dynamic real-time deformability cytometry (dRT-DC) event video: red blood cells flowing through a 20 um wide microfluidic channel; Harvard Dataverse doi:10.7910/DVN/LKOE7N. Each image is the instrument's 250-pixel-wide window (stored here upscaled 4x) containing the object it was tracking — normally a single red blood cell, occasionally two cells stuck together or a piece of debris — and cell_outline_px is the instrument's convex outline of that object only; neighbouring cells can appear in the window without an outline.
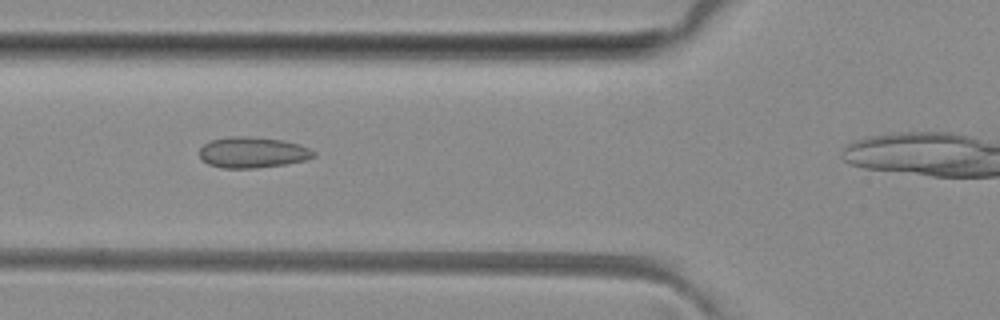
{"species": "common noctule bat (a hibernating species)", "species_latin": "Nyctalus noctula", "temperature_condition": "room temperature", "stored_images_in_passage": 6, "camera_frame_rate_fps": 3000, "um_per_image_px": 0.085, "animal": {"sex": "female", "body_mass_g": 29.2, "forearm_length_mm": 56.3}, "frame": {"image": 1, "passage_image": 3, "time_ms": 3.0, "image_size_px": [1000, 320], "cell_outline_px": [[316, 156], [304, 160], [284, 164], [256, 168], [224, 168], [208, 164], [200, 156], [200, 148], [208, 140], [228, 136], [248, 136], [284, 140], [300, 144], [316, 152]], "centroid_in_image_um": [21.46, 12.94], "position_along_channel_um": 104.3, "area_um2": 20.63}}